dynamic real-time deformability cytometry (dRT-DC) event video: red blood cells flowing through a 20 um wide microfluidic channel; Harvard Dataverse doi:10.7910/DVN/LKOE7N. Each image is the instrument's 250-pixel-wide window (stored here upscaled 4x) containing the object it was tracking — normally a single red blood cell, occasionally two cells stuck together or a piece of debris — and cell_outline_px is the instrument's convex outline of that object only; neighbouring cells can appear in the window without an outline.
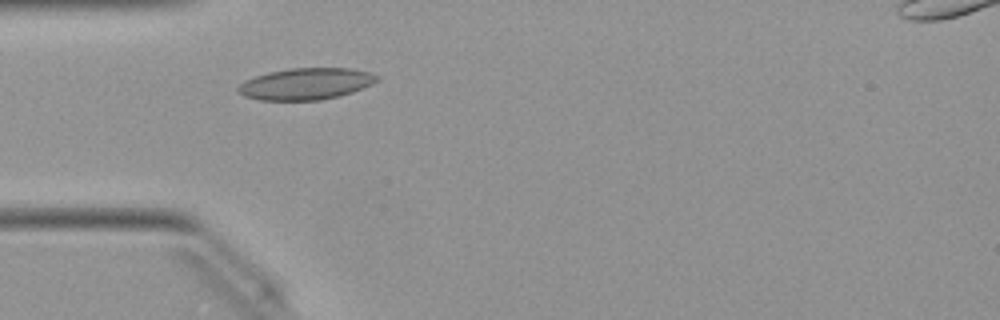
{"species": "Egyptian fruit bat (a non-hibernating species)", "species_latin": "Rousettus aegyptiacus", "temperature_condition": "warm", "stored_images_in_passage": 36, "camera_frame_rate_fps": 3000, "um_per_image_px": 0.085, "animal": {"sex": "female"}, "frame": {"image": 1, "passage_image": 1, "time_ms": 0.0, "image_size_px": [1000, 320], "cell_outline_px": [[380, 80], [372, 84], [352, 92], [320, 100], [260, 100], [244, 96], [236, 92], [236, 88], [244, 80], [268, 72], [288, 68], [352, 68], [368, 72], [380, 76]], "centroid_in_image_um": [25.98, 7.12], "position_along_channel_um": 59.0, "area_um2": 25.66}}
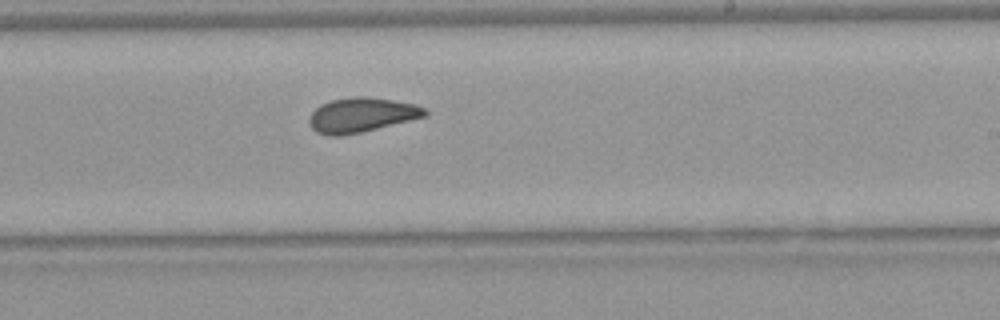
{"frame": {"image": 2, "passage_image": 16, "time_ms": 5.0, "image_size_px": [1000, 320], "cell_outline_px": [[428, 116], [360, 132], [340, 136], [328, 136], [316, 132], [308, 124], [308, 116], [320, 104], [332, 100], [356, 96], [364, 96], [392, 100], [412, 104], [424, 108], [428, 112]], "centroid_in_image_um": [30.68, 9.78], "position_along_channel_um": 258.3, "area_um2": 23.24}}
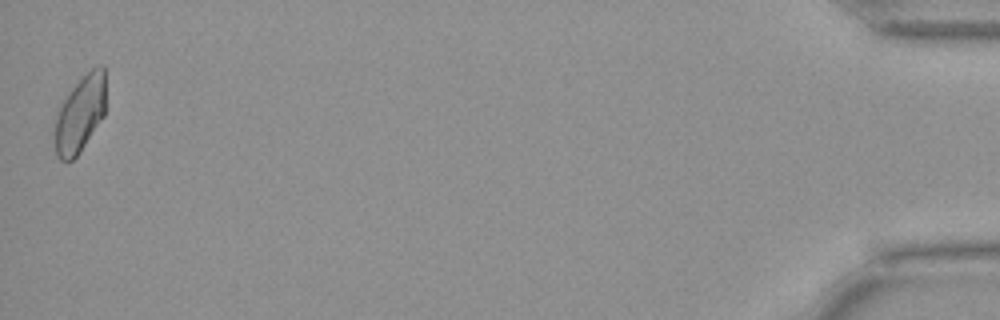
{"frame": {"image": 3, "passage_image": 36, "time_ms": 11.667, "image_size_px": [1000, 320], "cell_outline_px": [[104, 116], [80, 152], [72, 160], [60, 160], [56, 156], [52, 140], [52, 132], [56, 108], [68, 92], [96, 64], [104, 64]], "centroid_in_image_um": [6.73, 9.73], "position_along_channel_um": 428.5, "area_um2": 23.35}, "authors_computed_cell_mechanics": {"area_um2": 22.9177, "velocity_mm_per_s": 4.036, "shape_relaxation_time_tau1_ms": 4.9419, "shape_relaxation_time_tau2_ms": 1.6538, "deformation_change_tau1": 0.131, "deformation_change_tau2": 0.0662}}